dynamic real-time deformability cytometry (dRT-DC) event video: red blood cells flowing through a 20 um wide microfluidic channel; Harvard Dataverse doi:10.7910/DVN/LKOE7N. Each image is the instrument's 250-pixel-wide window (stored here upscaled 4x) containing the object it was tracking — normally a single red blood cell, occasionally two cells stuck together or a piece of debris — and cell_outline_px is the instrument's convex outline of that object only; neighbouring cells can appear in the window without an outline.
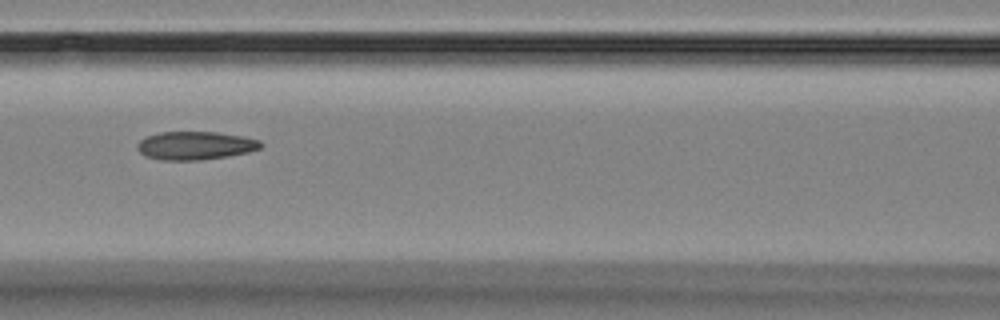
{"species": "Egyptian fruit bat (a non-hibernating species)", "species_latin": "Rousettus aegyptiacus", "temperature_condition": "room temperature", "stored_images_in_passage": 9, "camera_frame_rate_fps": 3000, "um_per_image_px": 0.085, "animal": {"sex": "female"}, "frame": {"image": 1, "passage_image": 7, "time_ms": 8.0, "image_size_px": [1000, 320], "cell_outline_px": [[264, 144], [260, 148], [248, 152], [228, 156], [200, 160], [160, 160], [144, 156], [136, 148], [136, 144], [140, 140], [148, 136], [160, 132], [216, 132], [244, 136], [260, 140]], "centroid_in_image_um": [16.6, 12.37], "position_along_channel_um": 150.0, "area_um2": 20.46}}
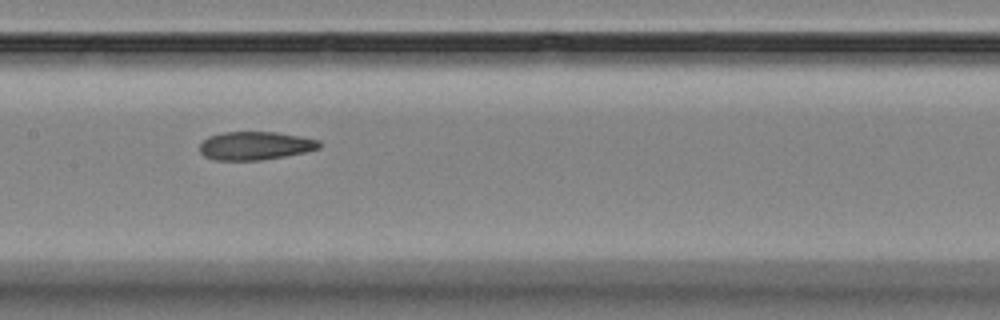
{"frame": {"image": 2, "passage_image": 8, "time_ms": 9.0, "image_size_px": [1000, 320], "cell_outline_px": [[320, 148], [304, 152], [284, 156], [260, 160], [216, 160], [204, 156], [200, 152], [200, 144], [208, 136], [224, 132], [276, 132], [300, 136], [320, 140]], "centroid_in_image_um": [21.68, 12.38], "position_along_channel_um": 185.7, "area_um2": 19.65}}
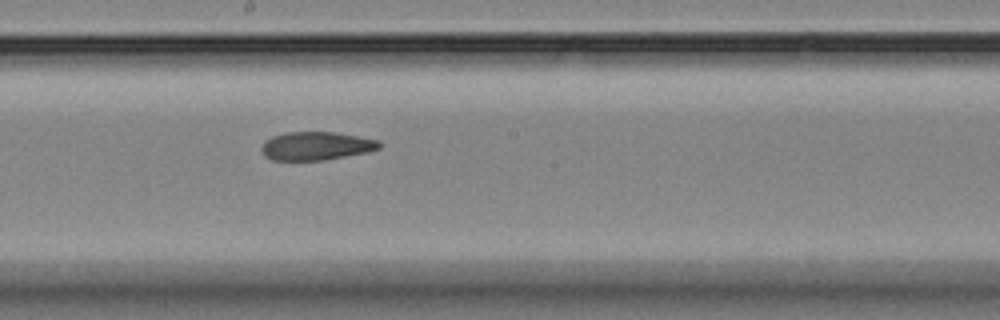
{"frame": {"image": 3, "passage_image": 9, "time_ms": 10.0, "image_size_px": [1000, 320], "cell_outline_px": [[380, 148], [368, 152], [320, 160], [272, 160], [264, 156], [260, 148], [272, 136], [284, 132], [336, 132], [380, 140]], "centroid_in_image_um": [26.87, 12.4], "position_along_channel_um": 221.3, "area_um2": 19.36}}